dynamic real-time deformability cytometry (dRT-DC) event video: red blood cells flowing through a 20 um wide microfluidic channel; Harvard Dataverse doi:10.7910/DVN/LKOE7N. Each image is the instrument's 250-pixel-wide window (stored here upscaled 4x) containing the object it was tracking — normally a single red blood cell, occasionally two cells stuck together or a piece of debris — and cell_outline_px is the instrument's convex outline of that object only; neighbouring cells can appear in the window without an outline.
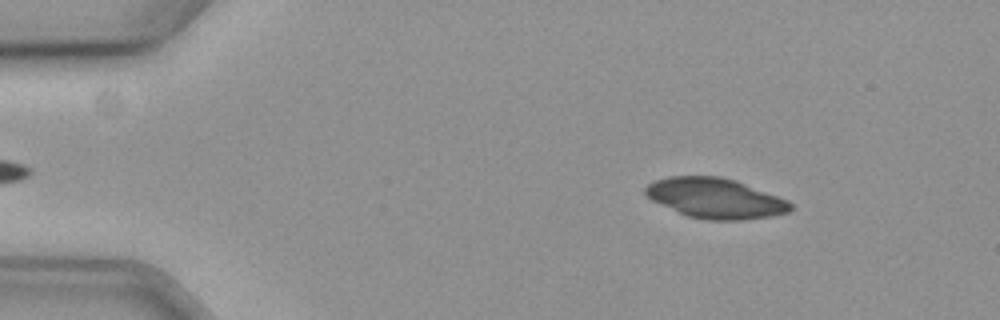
{"species": "common noctule bat (a hibernating species)", "species_latin": "Nyctalus noctula", "temperature_condition": "cold", "stored_images_in_passage": 48, "camera_frame_rate_fps": 3000, "um_per_image_px": 0.085, "animal": {"sex": "female", "body_mass_g": 19.3, "forearm_length_mm": 54.1}, "frame": {"image": 1, "passage_image": 8, "time_ms": 2.333, "image_size_px": [1000, 320], "cell_outline_px": [[792, 208], [788, 212], [772, 216], [740, 220], [708, 220], [688, 216], [652, 200], [644, 192], [644, 188], [648, 184], [656, 180], [668, 176], [720, 176], [736, 180], [788, 200], [792, 204]], "centroid_in_image_um": [60.82, 16.84], "position_along_channel_um": 24.2, "area_um2": 33.76}, "authors_computed_cell_mechanics": {"area_um2": 21.386, "velocity_mm_per_s": 3.5933, "shape_relaxation_time_tau1_ms": 1.6575, "shape_relaxation_time_tau2_ms": null, "deformation_change_tau1": 0.2383, "deformation_change_tau2": null}}